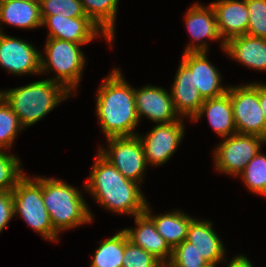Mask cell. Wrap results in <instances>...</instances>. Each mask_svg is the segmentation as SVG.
Here are the masks:
<instances>
[{
    "label": "cell",
    "mask_w": 266,
    "mask_h": 267,
    "mask_svg": "<svg viewBox=\"0 0 266 267\" xmlns=\"http://www.w3.org/2000/svg\"><path fill=\"white\" fill-rule=\"evenodd\" d=\"M70 94L62 84L51 78L0 91V96L18 116L24 128L34 125Z\"/></svg>",
    "instance_id": "obj_3"
},
{
    "label": "cell",
    "mask_w": 266,
    "mask_h": 267,
    "mask_svg": "<svg viewBox=\"0 0 266 267\" xmlns=\"http://www.w3.org/2000/svg\"><path fill=\"white\" fill-rule=\"evenodd\" d=\"M81 45L56 38H47L44 46L46 55L44 57L41 54L40 57V74L54 69L57 76L52 80L62 84L72 93L78 88L86 63L85 56L80 49Z\"/></svg>",
    "instance_id": "obj_6"
},
{
    "label": "cell",
    "mask_w": 266,
    "mask_h": 267,
    "mask_svg": "<svg viewBox=\"0 0 266 267\" xmlns=\"http://www.w3.org/2000/svg\"><path fill=\"white\" fill-rule=\"evenodd\" d=\"M225 53L235 61L253 68L266 71V39L245 34L229 39L225 43Z\"/></svg>",
    "instance_id": "obj_20"
},
{
    "label": "cell",
    "mask_w": 266,
    "mask_h": 267,
    "mask_svg": "<svg viewBox=\"0 0 266 267\" xmlns=\"http://www.w3.org/2000/svg\"><path fill=\"white\" fill-rule=\"evenodd\" d=\"M178 67L170 92L174 109L180 118L190 117L192 121L205 99L193 85L191 70L182 61Z\"/></svg>",
    "instance_id": "obj_18"
},
{
    "label": "cell",
    "mask_w": 266,
    "mask_h": 267,
    "mask_svg": "<svg viewBox=\"0 0 266 267\" xmlns=\"http://www.w3.org/2000/svg\"><path fill=\"white\" fill-rule=\"evenodd\" d=\"M107 139L108 150L100 146L98 152L125 178L140 184L147 167L140 138L136 135Z\"/></svg>",
    "instance_id": "obj_9"
},
{
    "label": "cell",
    "mask_w": 266,
    "mask_h": 267,
    "mask_svg": "<svg viewBox=\"0 0 266 267\" xmlns=\"http://www.w3.org/2000/svg\"><path fill=\"white\" fill-rule=\"evenodd\" d=\"M13 1H39V0H13Z\"/></svg>",
    "instance_id": "obj_36"
},
{
    "label": "cell",
    "mask_w": 266,
    "mask_h": 267,
    "mask_svg": "<svg viewBox=\"0 0 266 267\" xmlns=\"http://www.w3.org/2000/svg\"><path fill=\"white\" fill-rule=\"evenodd\" d=\"M183 118L166 124H157L146 136L141 137L147 165L160 166L165 164L175 153L177 146L184 137Z\"/></svg>",
    "instance_id": "obj_10"
},
{
    "label": "cell",
    "mask_w": 266,
    "mask_h": 267,
    "mask_svg": "<svg viewBox=\"0 0 266 267\" xmlns=\"http://www.w3.org/2000/svg\"><path fill=\"white\" fill-rule=\"evenodd\" d=\"M259 102L266 119V84L259 83Z\"/></svg>",
    "instance_id": "obj_35"
},
{
    "label": "cell",
    "mask_w": 266,
    "mask_h": 267,
    "mask_svg": "<svg viewBox=\"0 0 266 267\" xmlns=\"http://www.w3.org/2000/svg\"><path fill=\"white\" fill-rule=\"evenodd\" d=\"M14 215H19L35 232L49 241H58L59 234L54 230L42 197V177L26 174L12 191Z\"/></svg>",
    "instance_id": "obj_5"
},
{
    "label": "cell",
    "mask_w": 266,
    "mask_h": 267,
    "mask_svg": "<svg viewBox=\"0 0 266 267\" xmlns=\"http://www.w3.org/2000/svg\"><path fill=\"white\" fill-rule=\"evenodd\" d=\"M228 267H253V264L242 254L234 257L229 262Z\"/></svg>",
    "instance_id": "obj_34"
},
{
    "label": "cell",
    "mask_w": 266,
    "mask_h": 267,
    "mask_svg": "<svg viewBox=\"0 0 266 267\" xmlns=\"http://www.w3.org/2000/svg\"><path fill=\"white\" fill-rule=\"evenodd\" d=\"M227 93L230 95L237 133L266 139V119L259 102V83L229 86Z\"/></svg>",
    "instance_id": "obj_7"
},
{
    "label": "cell",
    "mask_w": 266,
    "mask_h": 267,
    "mask_svg": "<svg viewBox=\"0 0 266 267\" xmlns=\"http://www.w3.org/2000/svg\"><path fill=\"white\" fill-rule=\"evenodd\" d=\"M193 75V85L204 99L225 94L228 86H221V75L207 58V51L184 52L181 60Z\"/></svg>",
    "instance_id": "obj_14"
},
{
    "label": "cell",
    "mask_w": 266,
    "mask_h": 267,
    "mask_svg": "<svg viewBox=\"0 0 266 267\" xmlns=\"http://www.w3.org/2000/svg\"><path fill=\"white\" fill-rule=\"evenodd\" d=\"M41 53L22 39L0 32V66L11 74H39Z\"/></svg>",
    "instance_id": "obj_11"
},
{
    "label": "cell",
    "mask_w": 266,
    "mask_h": 267,
    "mask_svg": "<svg viewBox=\"0 0 266 267\" xmlns=\"http://www.w3.org/2000/svg\"><path fill=\"white\" fill-rule=\"evenodd\" d=\"M249 191L266 196V155L261 151L249 161L240 174Z\"/></svg>",
    "instance_id": "obj_26"
},
{
    "label": "cell",
    "mask_w": 266,
    "mask_h": 267,
    "mask_svg": "<svg viewBox=\"0 0 266 267\" xmlns=\"http://www.w3.org/2000/svg\"><path fill=\"white\" fill-rule=\"evenodd\" d=\"M185 25L192 40L196 43L201 41V44L191 42L184 52L207 51L208 44L203 39H222L217 26L215 10L211 4L208 7L199 3L192 5L185 15Z\"/></svg>",
    "instance_id": "obj_15"
},
{
    "label": "cell",
    "mask_w": 266,
    "mask_h": 267,
    "mask_svg": "<svg viewBox=\"0 0 266 267\" xmlns=\"http://www.w3.org/2000/svg\"><path fill=\"white\" fill-rule=\"evenodd\" d=\"M42 26L49 28L47 38H56L59 40L69 41L78 44H87L91 42L98 35L105 37L107 42L112 45V40L105 34V32L96 25L89 17H56L41 16Z\"/></svg>",
    "instance_id": "obj_12"
},
{
    "label": "cell",
    "mask_w": 266,
    "mask_h": 267,
    "mask_svg": "<svg viewBox=\"0 0 266 267\" xmlns=\"http://www.w3.org/2000/svg\"><path fill=\"white\" fill-rule=\"evenodd\" d=\"M22 129L24 127L20 124L18 116L0 96V150L10 149Z\"/></svg>",
    "instance_id": "obj_27"
},
{
    "label": "cell",
    "mask_w": 266,
    "mask_h": 267,
    "mask_svg": "<svg viewBox=\"0 0 266 267\" xmlns=\"http://www.w3.org/2000/svg\"><path fill=\"white\" fill-rule=\"evenodd\" d=\"M264 143L266 139L252 134L235 133L226 137L214 151L216 169L224 174L240 175Z\"/></svg>",
    "instance_id": "obj_8"
},
{
    "label": "cell",
    "mask_w": 266,
    "mask_h": 267,
    "mask_svg": "<svg viewBox=\"0 0 266 267\" xmlns=\"http://www.w3.org/2000/svg\"><path fill=\"white\" fill-rule=\"evenodd\" d=\"M211 5L215 10L218 30L223 39L221 48L224 51L229 39L247 34L249 18L246 0H218Z\"/></svg>",
    "instance_id": "obj_16"
},
{
    "label": "cell",
    "mask_w": 266,
    "mask_h": 267,
    "mask_svg": "<svg viewBox=\"0 0 266 267\" xmlns=\"http://www.w3.org/2000/svg\"><path fill=\"white\" fill-rule=\"evenodd\" d=\"M103 80L96 95V113L105 137L136 136L134 130L140 120L134 88L116 68Z\"/></svg>",
    "instance_id": "obj_1"
},
{
    "label": "cell",
    "mask_w": 266,
    "mask_h": 267,
    "mask_svg": "<svg viewBox=\"0 0 266 267\" xmlns=\"http://www.w3.org/2000/svg\"><path fill=\"white\" fill-rule=\"evenodd\" d=\"M207 267H217V265H216V264H210V265L207 266Z\"/></svg>",
    "instance_id": "obj_37"
},
{
    "label": "cell",
    "mask_w": 266,
    "mask_h": 267,
    "mask_svg": "<svg viewBox=\"0 0 266 267\" xmlns=\"http://www.w3.org/2000/svg\"><path fill=\"white\" fill-rule=\"evenodd\" d=\"M135 105L139 120L146 116L157 124H166L180 119L171 97L164 88L147 85L134 89Z\"/></svg>",
    "instance_id": "obj_13"
},
{
    "label": "cell",
    "mask_w": 266,
    "mask_h": 267,
    "mask_svg": "<svg viewBox=\"0 0 266 267\" xmlns=\"http://www.w3.org/2000/svg\"><path fill=\"white\" fill-rule=\"evenodd\" d=\"M4 22L21 29L42 27L39 1L0 0V25Z\"/></svg>",
    "instance_id": "obj_22"
},
{
    "label": "cell",
    "mask_w": 266,
    "mask_h": 267,
    "mask_svg": "<svg viewBox=\"0 0 266 267\" xmlns=\"http://www.w3.org/2000/svg\"><path fill=\"white\" fill-rule=\"evenodd\" d=\"M209 265L194 245L185 239L172 250L171 260L165 267H207Z\"/></svg>",
    "instance_id": "obj_30"
},
{
    "label": "cell",
    "mask_w": 266,
    "mask_h": 267,
    "mask_svg": "<svg viewBox=\"0 0 266 267\" xmlns=\"http://www.w3.org/2000/svg\"><path fill=\"white\" fill-rule=\"evenodd\" d=\"M149 207L147 202L144 212L153 220L157 232L173 250L187 238L190 222L194 218L180 210L161 215H152L153 213H151Z\"/></svg>",
    "instance_id": "obj_23"
},
{
    "label": "cell",
    "mask_w": 266,
    "mask_h": 267,
    "mask_svg": "<svg viewBox=\"0 0 266 267\" xmlns=\"http://www.w3.org/2000/svg\"><path fill=\"white\" fill-rule=\"evenodd\" d=\"M83 10L113 41L119 0H80Z\"/></svg>",
    "instance_id": "obj_24"
},
{
    "label": "cell",
    "mask_w": 266,
    "mask_h": 267,
    "mask_svg": "<svg viewBox=\"0 0 266 267\" xmlns=\"http://www.w3.org/2000/svg\"><path fill=\"white\" fill-rule=\"evenodd\" d=\"M20 162L17 156L0 150V192L13 191L24 176Z\"/></svg>",
    "instance_id": "obj_28"
},
{
    "label": "cell",
    "mask_w": 266,
    "mask_h": 267,
    "mask_svg": "<svg viewBox=\"0 0 266 267\" xmlns=\"http://www.w3.org/2000/svg\"><path fill=\"white\" fill-rule=\"evenodd\" d=\"M186 240L194 245V248L209 264L226 262L224 244L212 229L211 222L194 218L190 222Z\"/></svg>",
    "instance_id": "obj_19"
},
{
    "label": "cell",
    "mask_w": 266,
    "mask_h": 267,
    "mask_svg": "<svg viewBox=\"0 0 266 267\" xmlns=\"http://www.w3.org/2000/svg\"><path fill=\"white\" fill-rule=\"evenodd\" d=\"M14 216L12 191L0 192V233Z\"/></svg>",
    "instance_id": "obj_33"
},
{
    "label": "cell",
    "mask_w": 266,
    "mask_h": 267,
    "mask_svg": "<svg viewBox=\"0 0 266 267\" xmlns=\"http://www.w3.org/2000/svg\"><path fill=\"white\" fill-rule=\"evenodd\" d=\"M41 16L88 17L80 0H39Z\"/></svg>",
    "instance_id": "obj_29"
},
{
    "label": "cell",
    "mask_w": 266,
    "mask_h": 267,
    "mask_svg": "<svg viewBox=\"0 0 266 267\" xmlns=\"http://www.w3.org/2000/svg\"><path fill=\"white\" fill-rule=\"evenodd\" d=\"M85 190L110 212L129 214L144 213L147 200L139 183L125 178L99 152L92 166Z\"/></svg>",
    "instance_id": "obj_2"
},
{
    "label": "cell",
    "mask_w": 266,
    "mask_h": 267,
    "mask_svg": "<svg viewBox=\"0 0 266 267\" xmlns=\"http://www.w3.org/2000/svg\"><path fill=\"white\" fill-rule=\"evenodd\" d=\"M136 228L123 229L129 241L143 248L166 266L172 257V249L157 232L153 220L144 212L135 215Z\"/></svg>",
    "instance_id": "obj_17"
},
{
    "label": "cell",
    "mask_w": 266,
    "mask_h": 267,
    "mask_svg": "<svg viewBox=\"0 0 266 267\" xmlns=\"http://www.w3.org/2000/svg\"><path fill=\"white\" fill-rule=\"evenodd\" d=\"M248 9L247 34L266 39V0H246Z\"/></svg>",
    "instance_id": "obj_32"
},
{
    "label": "cell",
    "mask_w": 266,
    "mask_h": 267,
    "mask_svg": "<svg viewBox=\"0 0 266 267\" xmlns=\"http://www.w3.org/2000/svg\"><path fill=\"white\" fill-rule=\"evenodd\" d=\"M42 197L52 226L58 234L93 220L81 191L62 180L43 177Z\"/></svg>",
    "instance_id": "obj_4"
},
{
    "label": "cell",
    "mask_w": 266,
    "mask_h": 267,
    "mask_svg": "<svg viewBox=\"0 0 266 267\" xmlns=\"http://www.w3.org/2000/svg\"><path fill=\"white\" fill-rule=\"evenodd\" d=\"M93 261L89 267H122L125 250V231L120 230L114 236L100 241Z\"/></svg>",
    "instance_id": "obj_25"
},
{
    "label": "cell",
    "mask_w": 266,
    "mask_h": 267,
    "mask_svg": "<svg viewBox=\"0 0 266 267\" xmlns=\"http://www.w3.org/2000/svg\"><path fill=\"white\" fill-rule=\"evenodd\" d=\"M122 267H165L152 254L129 241L125 232V250Z\"/></svg>",
    "instance_id": "obj_31"
},
{
    "label": "cell",
    "mask_w": 266,
    "mask_h": 267,
    "mask_svg": "<svg viewBox=\"0 0 266 267\" xmlns=\"http://www.w3.org/2000/svg\"><path fill=\"white\" fill-rule=\"evenodd\" d=\"M204 114L207 115L211 127L219 136L225 138L237 133L233 107L227 92L220 97L205 99L199 112L192 119L193 122Z\"/></svg>",
    "instance_id": "obj_21"
}]
</instances>
